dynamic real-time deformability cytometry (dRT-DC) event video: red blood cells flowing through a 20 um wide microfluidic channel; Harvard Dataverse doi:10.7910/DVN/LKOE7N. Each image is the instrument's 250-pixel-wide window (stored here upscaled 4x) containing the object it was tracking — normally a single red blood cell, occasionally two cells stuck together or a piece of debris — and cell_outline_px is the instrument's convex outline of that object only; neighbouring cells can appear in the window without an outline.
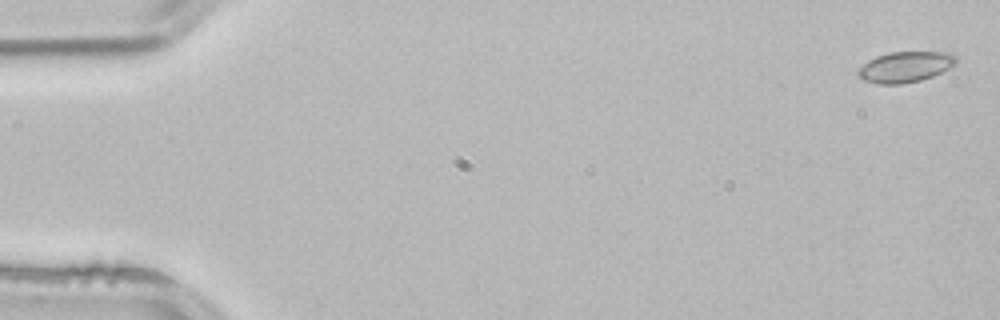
{"species": "common noctule bat (a hibernating species)", "species_latin": "Nyctalus noctula", "temperature_condition": "room temperature", "stored_images_in_passage": 3, "camera_frame_rate_fps": 3000, "um_per_image_px": 0.085, "animal": {"sex": "male", "body_mass_g": 21.5, "forearm_length_mm": 52.0}, "frame": {"image": 1, "passage_image": 1, "time_ms": 0.0, "image_size_px": [1000, 320], "cell_outline_px": [[956, 64], [932, 76], [920, 80], [900, 84], [880, 84], [864, 80], [856, 72], [868, 60], [876, 56], [888, 52], [952, 52], [956, 56]], "centroid_in_image_um": [76.96, 5.67], "position_along_channel_um": 8.0, "area_um2": 17.4}}
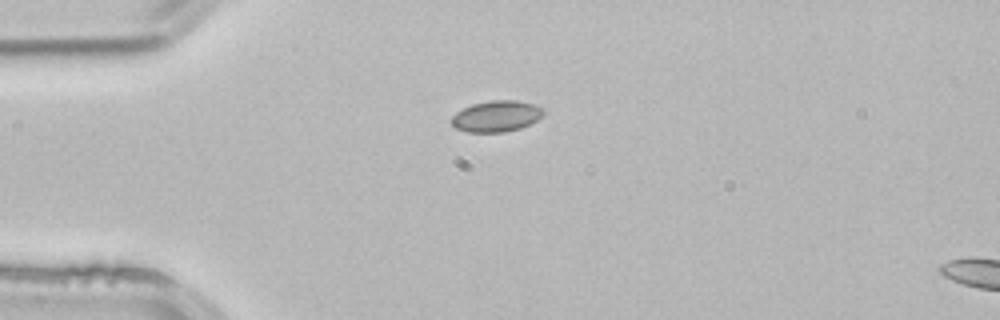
{"frame": {"image": 2, "passage_image": 3, "time_ms": 0.667, "image_size_px": [1000, 320], "cell_outline_px": [[544, 112], [536, 120], [520, 128], [504, 132], [468, 132], [456, 128], [452, 124], [452, 116], [456, 112], [472, 104], [492, 100], [516, 100], [532, 104], [540, 108]], "centroid_in_image_um": [42.15, 9.88], "position_along_channel_um": 42.8, "area_um2": 16.36}}